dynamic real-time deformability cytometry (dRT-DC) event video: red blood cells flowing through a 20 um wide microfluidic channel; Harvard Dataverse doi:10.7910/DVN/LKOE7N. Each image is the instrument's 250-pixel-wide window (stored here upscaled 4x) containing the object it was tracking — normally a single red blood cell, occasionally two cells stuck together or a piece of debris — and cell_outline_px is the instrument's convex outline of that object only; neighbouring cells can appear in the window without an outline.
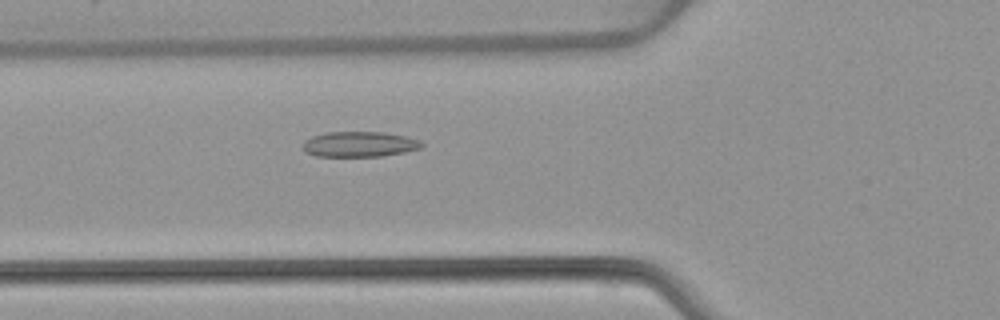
{"species": "common noctule bat (a hibernating species)", "species_latin": "Nyctalus noctula", "temperature_condition": "warm", "stored_images_in_passage": 53, "camera_frame_rate_fps": 3000, "um_per_image_px": 0.085, "animal": {"sex": "female", "body_mass_g": 22.7, "forearm_length_mm": 54.2}, "frame": {"image": 1, "passage_image": 20, "time_ms": 6.333, "image_size_px": [1000, 320], "cell_outline_px": [[424, 144], [420, 148], [404, 152], [380, 156], [316, 156], [304, 152], [304, 140], [312, 136], [328, 132], [384, 132], [408, 136], [420, 140]], "centroid_in_image_um": [30.57, 12.25], "position_along_channel_um": 95.2, "area_um2": 17.57}}
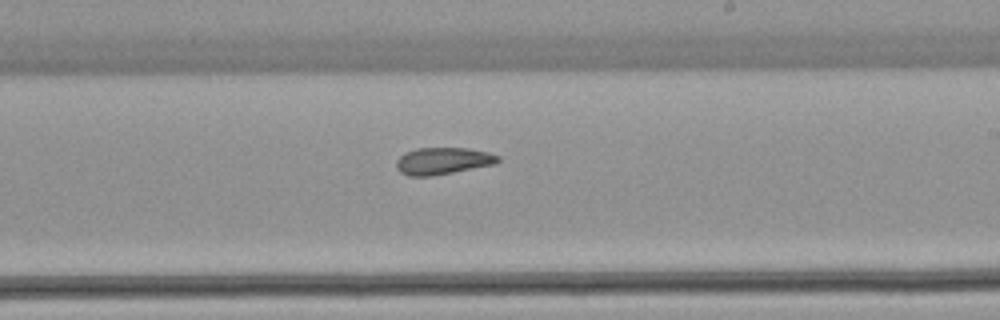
{"frame": {"image": 2, "passage_image": 32, "time_ms": 10.333, "image_size_px": [1000, 320], "cell_outline_px": [[500, 160], [496, 164], [432, 176], [408, 176], [400, 172], [396, 168], [396, 160], [404, 152], [416, 148], [468, 148], [488, 152], [500, 156]], "centroid_in_image_um": [37.63, 13.68], "position_along_channel_um": 251.4, "area_um2": 16.13}}
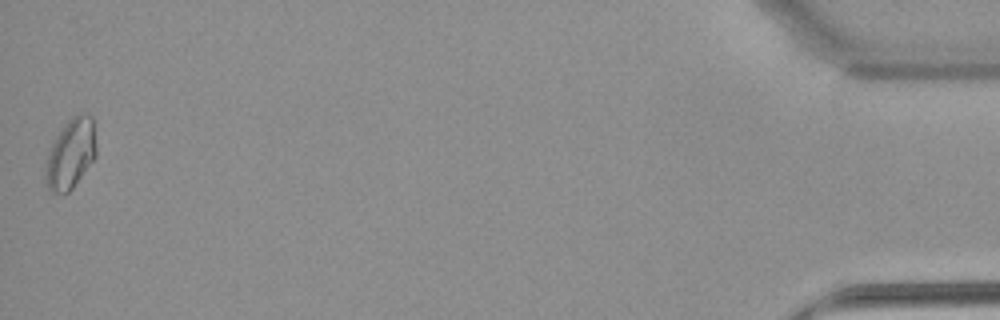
{"frame": {"image": 3, "passage_image": 53, "time_ms": 17.333, "image_size_px": [1000, 320], "cell_outline_px": [[96, 156], [72, 188], [68, 192], [52, 192], [48, 188], [44, 176], [44, 168], [52, 140], [64, 124], [72, 116], [80, 112], [84, 112], [92, 116], [96, 144]], "centroid_in_image_um": [5.99, 13.02], "position_along_channel_um": 429.2, "area_um2": 20.81}, "authors_computed_cell_mechanics": {"area_um2": 17.629, "velocity_mm_per_s": 3.8978, "shape_relaxation_time_tau1_ms": null, "shape_relaxation_time_tau2_ms": 3.2565, "deformation_change_tau1": null, "deformation_change_tau2": 0.0826}}